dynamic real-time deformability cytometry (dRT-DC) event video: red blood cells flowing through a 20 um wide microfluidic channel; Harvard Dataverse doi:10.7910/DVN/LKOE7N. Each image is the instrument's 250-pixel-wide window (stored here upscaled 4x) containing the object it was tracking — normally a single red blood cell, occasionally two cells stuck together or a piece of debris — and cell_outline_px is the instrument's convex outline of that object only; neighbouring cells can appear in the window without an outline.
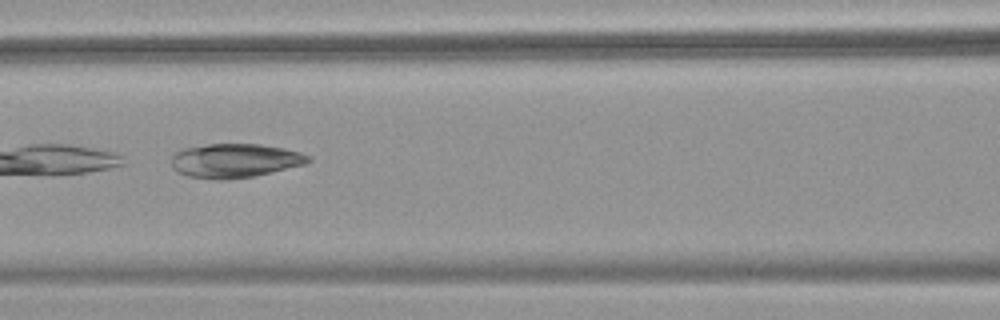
{"species": "common noctule bat (a hibernating species)", "species_latin": "Nyctalus noctula", "temperature_condition": "warm", "stored_images_in_passage": 28, "camera_frame_rate_fps": 3000, "um_per_image_px": 0.085, "animal": {"sex": "female", "body_mass_g": 18.4}, "frame": {"image": 1, "passage_image": 24, "time_ms": 7.667, "image_size_px": [1000, 320], "cell_outline_px": [[312, 160], [304, 164], [272, 172], [252, 176], [224, 180], [216, 180], [188, 176], [172, 168], [172, 152], [184, 148], [208, 144], [260, 144], [284, 148], [300, 152], [312, 156]], "centroid_in_image_um": [19.96, 13.64], "position_along_channel_um": 146.6, "area_um2": 27.22}}